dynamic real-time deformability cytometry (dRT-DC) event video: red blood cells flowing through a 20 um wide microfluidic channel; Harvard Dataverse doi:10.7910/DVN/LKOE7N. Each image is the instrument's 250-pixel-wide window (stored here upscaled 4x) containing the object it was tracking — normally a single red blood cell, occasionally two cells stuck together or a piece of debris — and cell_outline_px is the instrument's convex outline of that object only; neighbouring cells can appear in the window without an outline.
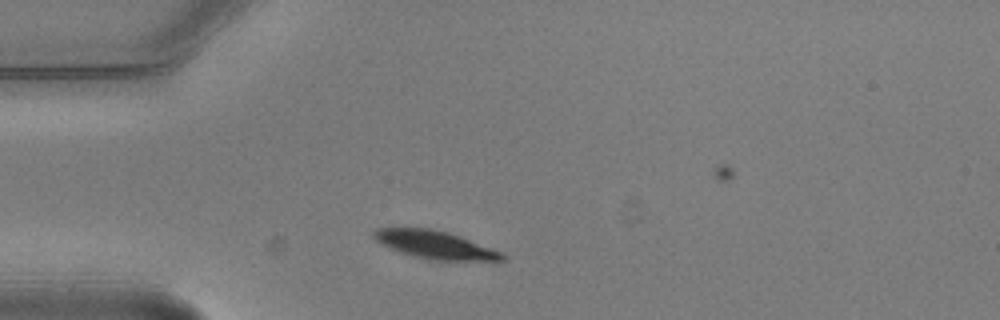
{"species": "common noctule bat (a hibernating species)", "species_latin": "Nyctalus noctula", "temperature_condition": "warm", "stored_images_in_passage": 2, "camera_frame_rate_fps": 3000, "um_per_image_px": 0.085, "animal": {"sex": "male", "body_mass_g": 20.5, "forearm_length_mm": 52.5}, "frame": {"image": 1, "passage_image": 1, "time_ms": 0.0, "image_size_px": [1000, 320], "cell_outline_px": [[508, 256], [504, 260], [432, 260], [416, 256], [380, 244], [372, 236], [372, 232], [376, 228], [428, 228], [448, 232], [504, 252]], "centroid_in_image_um": [37.01, 20.8], "position_along_channel_um": 48.0, "area_um2": 20.63}}